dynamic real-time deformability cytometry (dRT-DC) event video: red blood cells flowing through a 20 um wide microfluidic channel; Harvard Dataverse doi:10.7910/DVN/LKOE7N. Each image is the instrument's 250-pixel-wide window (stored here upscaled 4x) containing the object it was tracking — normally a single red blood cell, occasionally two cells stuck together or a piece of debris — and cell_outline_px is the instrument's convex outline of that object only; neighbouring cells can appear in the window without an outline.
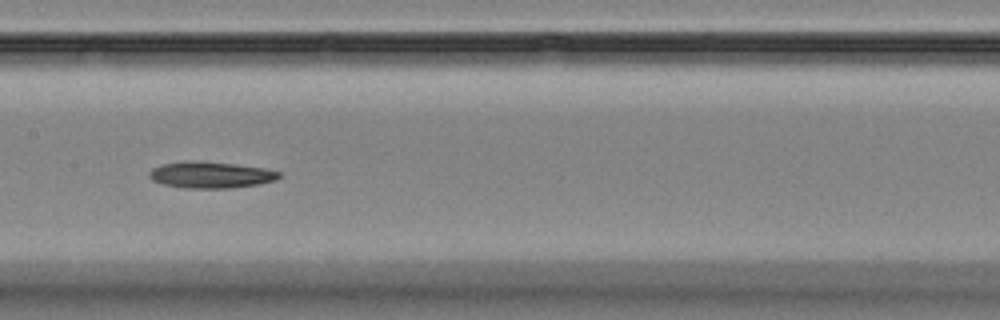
{"species": "Egyptian fruit bat (a non-hibernating species)", "species_latin": "Rousettus aegyptiacus", "temperature_condition": "room temperature", "stored_images_in_passage": 15, "camera_frame_rate_fps": 3000, "um_per_image_px": 0.085, "animal": {"sex": "female"}, "frame": {"image": 1, "passage_image": 8, "time_ms": 9.0, "image_size_px": [1000, 320], "cell_outline_px": [[280, 176], [276, 180], [260, 184], [232, 188], [180, 188], [164, 184], [152, 180], [148, 176], [148, 172], [152, 168], [160, 164], [188, 160], [232, 164], [264, 168], [280, 172]], "centroid_in_image_um": [17.87, 14.87], "position_along_channel_um": 189.5, "area_um2": 20.06}}
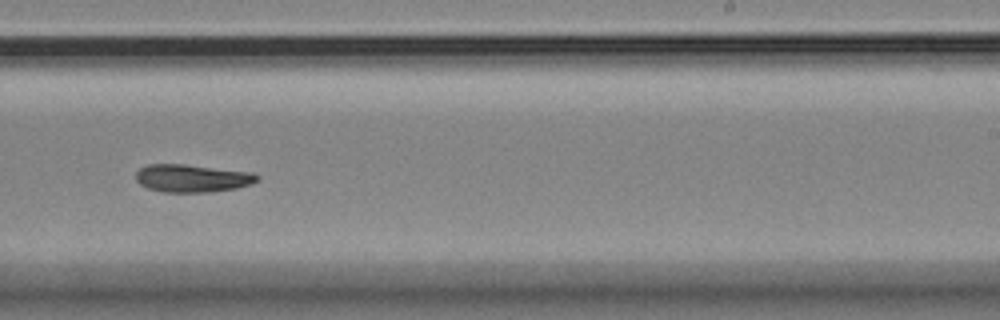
{"frame": {"image": 2, "passage_image": 10, "time_ms": 11.333, "image_size_px": [1000, 320], "cell_outline_px": [[260, 180], [252, 184], [236, 188], [212, 192], [164, 192], [148, 188], [140, 184], [136, 180], [136, 172], [140, 168], [148, 164], [184, 164], [252, 172], [260, 176]], "centroid_in_image_um": [16.36, 15.15], "position_along_channel_um": 272.6, "area_um2": 19.77}}
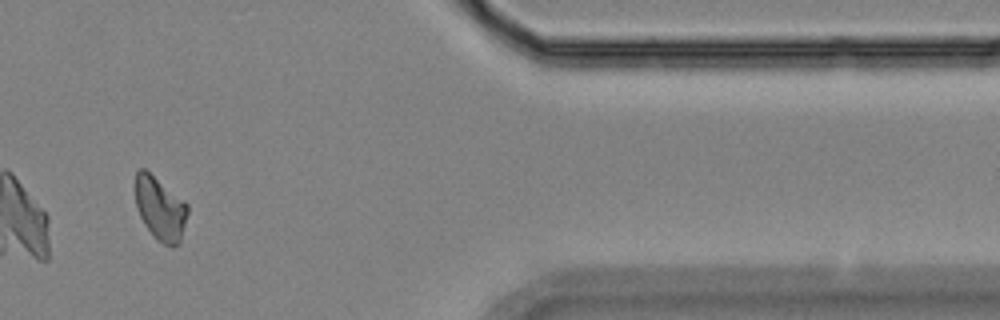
{"frame": {"image": 3, "passage_image": 13, "time_ms": 15.667, "image_size_px": [1000, 320], "cell_outline_px": [[188, 212], [180, 244], [172, 248], [156, 240], [144, 224], [136, 208], [136, 172], [140, 168], [144, 168], [188, 204]], "centroid_in_image_um": [13.63, 17.77], "position_along_channel_um": 397.8, "area_um2": 19.31}}